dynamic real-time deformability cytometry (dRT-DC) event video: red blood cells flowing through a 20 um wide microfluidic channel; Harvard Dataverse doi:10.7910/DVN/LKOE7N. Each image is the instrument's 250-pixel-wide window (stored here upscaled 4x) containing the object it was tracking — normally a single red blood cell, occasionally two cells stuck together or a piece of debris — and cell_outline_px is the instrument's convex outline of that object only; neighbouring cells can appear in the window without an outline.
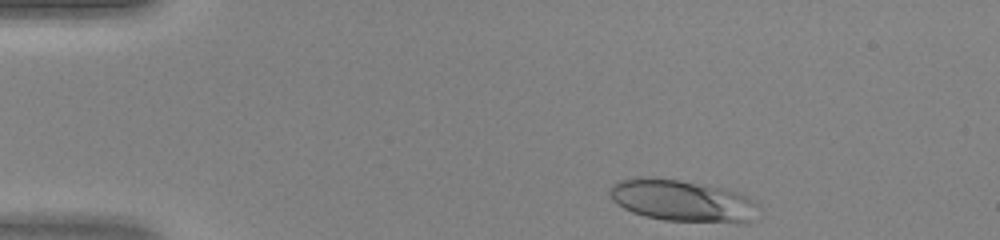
{"species": "human", "species_latin": "Homo sapiens", "temperature_condition": "warm", "stored_images_in_passage": 40, "camera_frame_rate_fps": 3000, "um_per_image_px": 0.085, "donor": {"sex": "female"}, "frame": {"image": 1, "passage_image": 1, "time_ms": 0.0, "image_size_px": [1000, 240], "cell_outline_px": [[760, 204], [756, 220], [748, 224], [736, 224], [664, 220], [644, 216], [632, 212], [616, 204], [612, 200], [608, 192], [608, 188], [612, 184], [620, 180], [640, 176], [680, 180], [728, 188], [740, 192], [748, 196]], "centroid_in_image_um": [58.1, 17.08], "position_along_channel_um": 26.9, "area_um2": 37.57}}
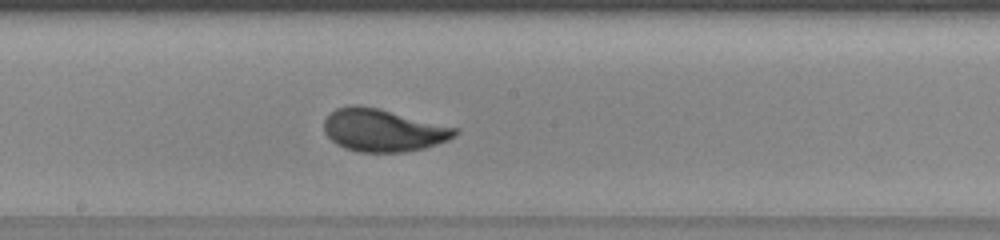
{"frame": {"image": 2, "passage_image": 19, "time_ms": 6.0, "image_size_px": [1000, 240], "cell_outline_px": [[460, 132], [448, 140], [424, 148], [404, 152], [360, 152], [344, 148], [336, 144], [324, 132], [324, 120], [336, 108], [352, 104], [376, 108], [460, 128]], "centroid_in_image_um": [32.57, 11.08], "position_along_channel_um": 215.6, "area_um2": 32.37}}
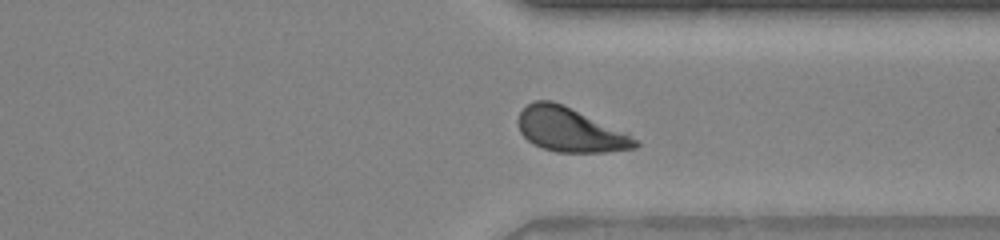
{"frame": {"image": 3, "passage_image": 29, "time_ms": 9.333, "image_size_px": [1000, 240], "cell_outline_px": [[640, 144], [636, 148], [604, 152], [556, 152], [532, 144], [520, 132], [520, 112], [532, 100], [552, 100], [628, 132]], "centroid_in_image_um": [48.49, 11.04], "position_along_channel_um": 362.9, "area_um2": 29.94}}